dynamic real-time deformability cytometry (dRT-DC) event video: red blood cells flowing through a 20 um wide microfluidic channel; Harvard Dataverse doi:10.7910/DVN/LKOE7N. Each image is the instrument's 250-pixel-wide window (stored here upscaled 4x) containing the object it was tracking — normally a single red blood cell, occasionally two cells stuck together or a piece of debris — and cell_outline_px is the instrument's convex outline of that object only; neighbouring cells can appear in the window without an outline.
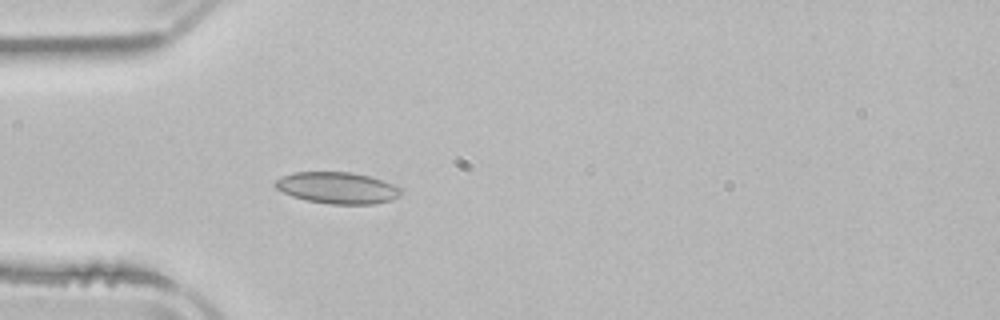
{"species": "common noctule bat (a hibernating species)", "species_latin": "Nyctalus noctula", "temperature_condition": "room temperature", "stored_images_in_passage": 3, "camera_frame_rate_fps": 3000, "um_per_image_px": 0.085, "animal": {"sex": "male", "body_mass_g": 21.5, "forearm_length_mm": 52.0}, "frame": {"image": 1, "passage_image": 3, "time_ms": 3.0, "image_size_px": [1000, 320], "cell_outline_px": [[400, 196], [392, 200], [376, 204], [328, 204], [308, 200], [292, 196], [276, 188], [272, 184], [276, 180], [292, 172], [352, 172], [384, 180], [400, 188]], "centroid_in_image_um": [28.69, 15.97], "position_along_channel_um": 56.3, "area_um2": 23.06}}